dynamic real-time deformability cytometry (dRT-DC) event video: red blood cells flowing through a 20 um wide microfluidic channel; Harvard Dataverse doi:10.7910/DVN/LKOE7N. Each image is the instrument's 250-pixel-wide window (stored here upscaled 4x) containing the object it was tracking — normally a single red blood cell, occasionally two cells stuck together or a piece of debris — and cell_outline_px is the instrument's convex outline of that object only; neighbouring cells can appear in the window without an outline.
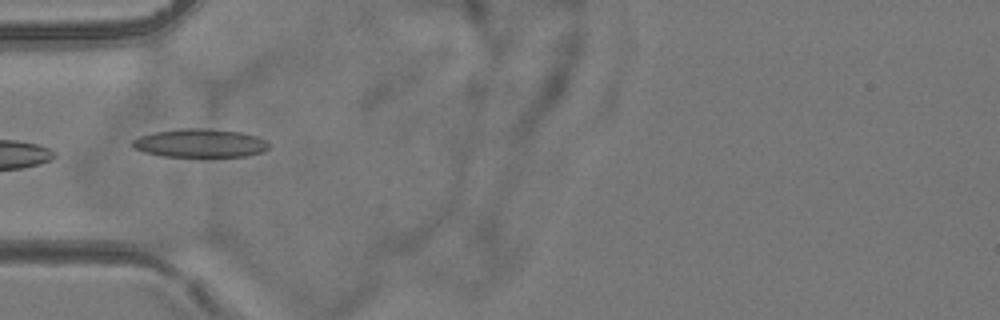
{"species": "common noctule bat (a hibernating species)", "species_latin": "Nyctalus noctula", "temperature_condition": "room temperature", "stored_images_in_passage": 5, "camera_frame_rate_fps": 3000, "um_per_image_px": 0.085, "animal": {"sex": "female", "body_mass_g": 24.6, "forearm_length_mm": 56.2}, "frame": {"image": 1, "passage_image": 2, "time_ms": 1.0, "image_size_px": [1000, 320], "cell_outline_px": [[272, 144], [264, 152], [248, 156], [160, 156], [144, 152], [132, 148], [132, 140], [140, 136], [156, 132], [180, 128], [200, 128], [240, 132], [256, 136], [268, 140]], "centroid_in_image_um": [17.04, 12.17], "position_along_channel_um": 68.0, "area_um2": 22.72}}
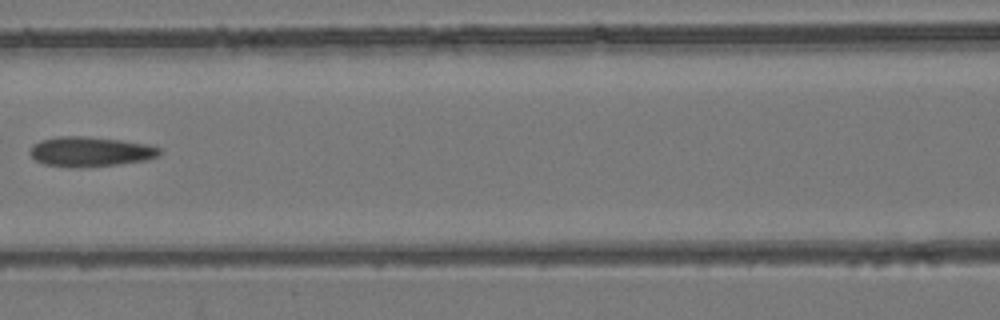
{"frame": {"image": 2, "passage_image": 4, "time_ms": 3.333, "image_size_px": [1000, 320], "cell_outline_px": [[160, 152], [156, 156], [148, 160], [116, 164], [76, 168], [68, 168], [44, 164], [36, 160], [28, 152], [32, 144], [40, 140], [60, 136], [84, 136], [120, 140], [148, 144], [160, 148]], "centroid_in_image_um": [7.63, 12.89], "position_along_channel_um": 159.0, "area_um2": 22.6}}
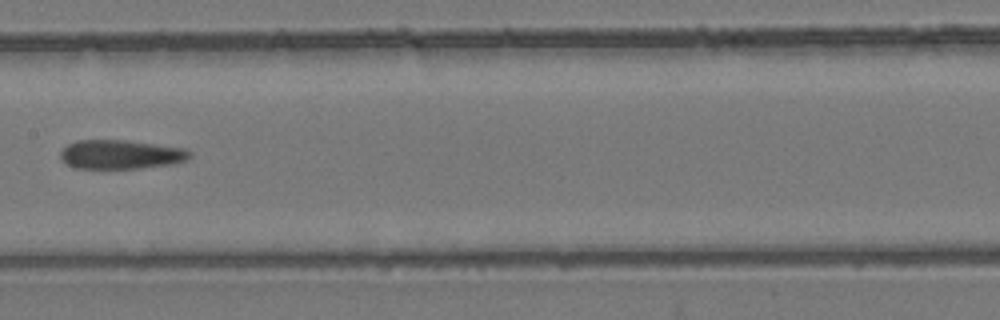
{"frame": {"image": 3, "passage_image": 5, "time_ms": 4.333, "image_size_px": [1000, 320], "cell_outline_px": [[192, 156], [188, 160], [172, 164], [140, 168], [76, 168], [68, 164], [60, 156], [60, 152], [68, 144], [76, 140], [128, 140], [184, 148], [192, 152]], "centroid_in_image_um": [10.31, 13.12], "position_along_channel_um": 197.1, "area_um2": 21.91}}